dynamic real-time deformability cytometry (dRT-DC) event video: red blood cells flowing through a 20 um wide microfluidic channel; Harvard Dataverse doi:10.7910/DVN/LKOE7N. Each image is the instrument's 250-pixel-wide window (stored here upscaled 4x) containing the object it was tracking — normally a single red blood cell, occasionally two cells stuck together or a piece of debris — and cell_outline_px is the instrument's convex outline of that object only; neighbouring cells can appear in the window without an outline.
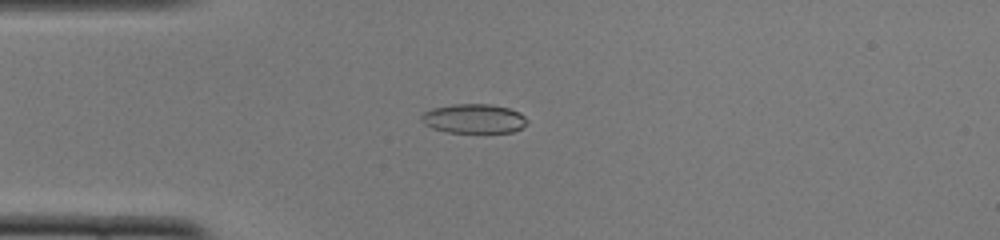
{"species": "common noctule bat (a hibernating species)", "species_latin": "Nyctalus noctula", "temperature_condition": "cold", "stored_images_in_passage": 42, "camera_frame_rate_fps": 3000, "um_per_image_px": 0.085, "animal": {"sex": "female", "body_mass_g": 22.0, "forearm_length_mm": 56.7}, "frame": {"image": 1, "passage_image": 4, "time_ms": 1.0, "image_size_px": [1000, 240], "cell_outline_px": [[528, 124], [512, 132], [448, 132], [432, 128], [424, 124], [420, 120], [420, 116], [424, 112], [432, 108], [452, 104], [488, 104], [508, 108], [520, 112], [528, 120]], "centroid_in_image_um": [40.26, 10.08], "position_along_channel_um": 44.7, "area_um2": 18.09}}
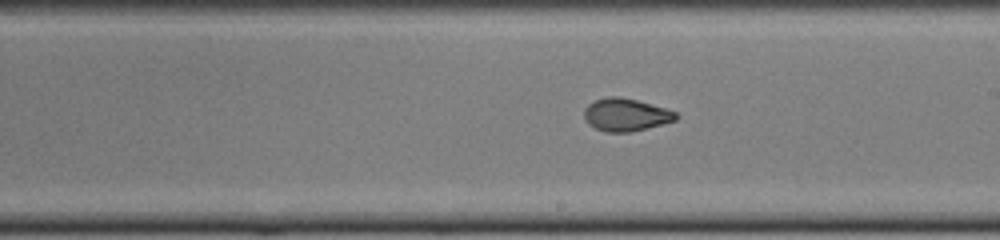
{"frame": {"image": 2, "passage_image": 20, "time_ms": 6.333, "image_size_px": [1000, 240], "cell_outline_px": [[680, 116], [676, 120], [648, 128], [632, 132], [608, 132], [596, 128], [588, 124], [584, 116], [584, 108], [588, 104], [596, 100], [608, 96], [620, 96], [636, 100], [664, 108], [676, 112]], "centroid_in_image_um": [53.19, 9.75], "position_along_channel_um": 235.8, "area_um2": 17.46}}
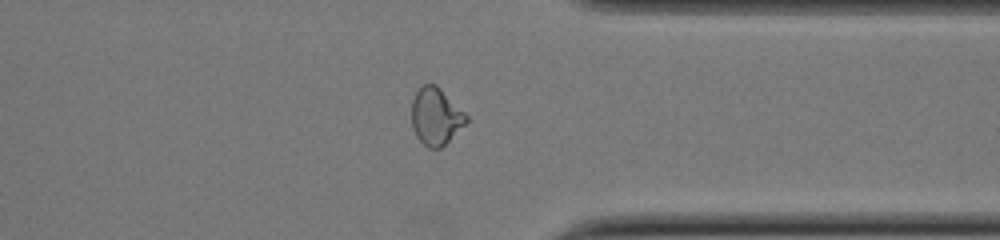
{"frame": {"image": 3, "passage_image": 31, "time_ms": 10.0, "image_size_px": [1000, 240], "cell_outline_px": [[468, 120], [440, 148], [428, 148], [416, 136], [412, 128], [412, 100], [416, 92], [424, 84], [436, 84], [468, 116]], "centroid_in_image_um": [37.02, 9.88], "position_along_channel_um": 374.4, "area_um2": 17.8}, "authors_computed_cell_mechanics": {"area_um2": 17.918, "velocity_mm_per_s": 3.8768, "shape_relaxation_time_tau1_ms": null, "shape_relaxation_time_tau2_ms": 1.197, "deformation_change_tau1": null, "deformation_change_tau2": 0.0597}}